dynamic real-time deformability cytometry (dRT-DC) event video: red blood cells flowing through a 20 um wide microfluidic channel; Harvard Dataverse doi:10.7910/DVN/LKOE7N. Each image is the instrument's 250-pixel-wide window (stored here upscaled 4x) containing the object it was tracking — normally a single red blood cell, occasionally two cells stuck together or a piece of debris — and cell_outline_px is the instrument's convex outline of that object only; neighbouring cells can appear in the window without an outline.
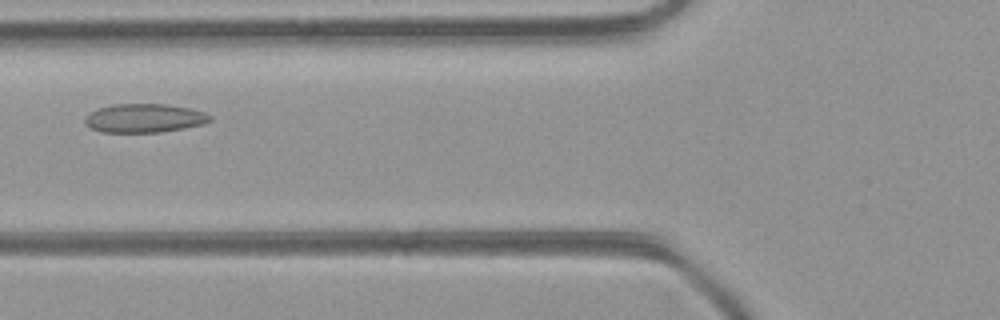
{"species": "common noctule bat (a hibernating species)", "species_latin": "Nyctalus noctula", "temperature_condition": "room temperature", "stored_images_in_passage": 40, "camera_frame_rate_fps": 3000, "um_per_image_px": 0.085, "animal": {"sex": "female", "body_mass_g": 21.9}, "frame": {"image": 1, "passage_image": 11, "time_ms": 3.333, "image_size_px": [1000, 320], "cell_outline_px": [[212, 120], [204, 124], [184, 128], [160, 132], [100, 132], [84, 124], [84, 116], [96, 108], [112, 104], [164, 104], [192, 108], [204, 112], [212, 116]], "centroid_in_image_um": [12.25, 10.04], "position_along_channel_um": 113.5, "area_um2": 21.21}}
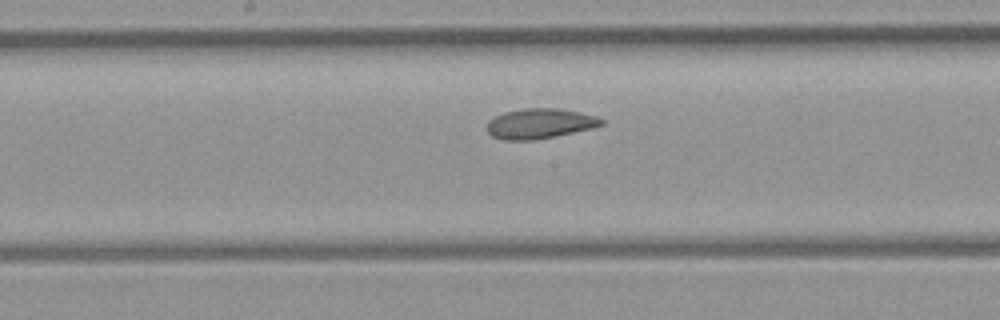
{"frame": {"image": 2, "passage_image": 17, "time_ms": 5.333, "image_size_px": [1000, 320], "cell_outline_px": [[604, 124], [592, 128], [536, 140], [504, 140], [492, 136], [488, 132], [488, 120], [504, 112], [524, 108], [556, 108], [580, 112], [596, 116], [604, 120]], "centroid_in_image_um": [45.88, 10.5], "position_along_channel_um": 202.3, "area_um2": 20.0}}
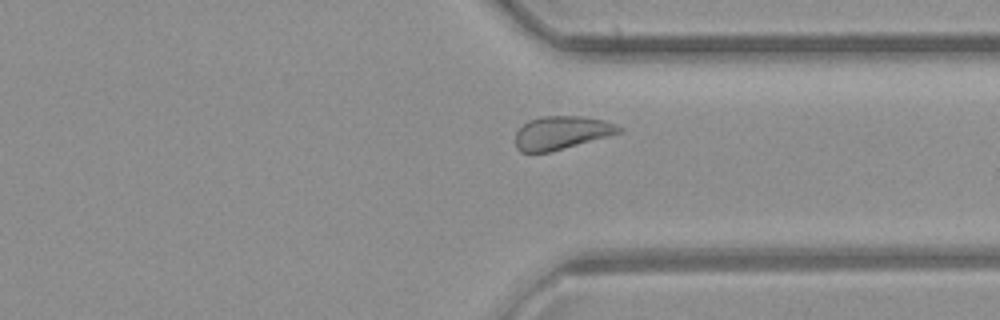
{"frame": {"image": 3, "passage_image": 28, "time_ms": 9.0, "image_size_px": [1000, 320], "cell_outline_px": [[624, 132], [548, 152], [520, 152], [516, 148], [516, 132], [524, 124], [540, 116], [584, 116], [604, 120], [616, 124], [624, 128]], "centroid_in_image_um": [47.78, 11.27], "position_along_channel_um": 363.6, "area_um2": 20.0}, "authors_computed_cell_mechanics": {"area_um2": 21.0103, "velocity_mm_per_s": 4.4174, "shape_relaxation_time_tau1_ms": null, "shape_relaxation_time_tau2_ms": 1.5593, "deformation_change_tau1": null, "deformation_change_tau2": 0.0642}}